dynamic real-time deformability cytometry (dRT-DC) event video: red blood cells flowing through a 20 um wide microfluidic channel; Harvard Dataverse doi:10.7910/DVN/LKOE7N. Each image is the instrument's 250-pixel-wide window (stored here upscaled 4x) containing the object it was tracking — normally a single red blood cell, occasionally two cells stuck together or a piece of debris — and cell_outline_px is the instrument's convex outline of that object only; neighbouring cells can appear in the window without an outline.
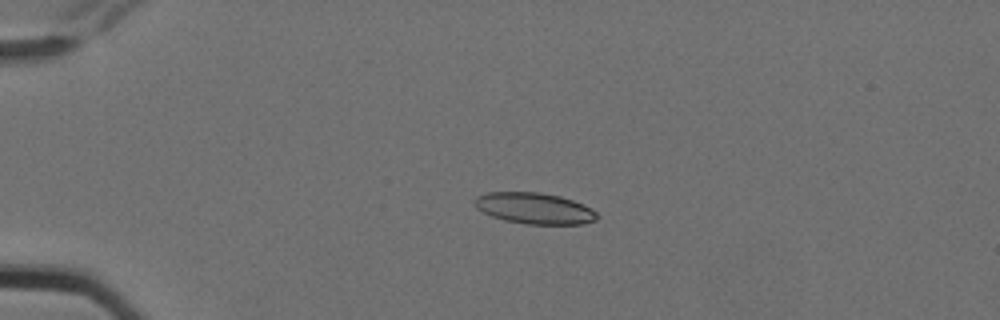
{"species": "Egyptian fruit bat (a non-hibernating species)", "species_latin": "Rousettus aegyptiacus", "temperature_condition": "cold", "stored_images_in_passage": 5, "camera_frame_rate_fps": 3000, "um_per_image_px": 0.085, "animal": {"sex": "female"}, "frame": {"image": 1, "passage_image": 4, "time_ms": 1.0, "image_size_px": [1000, 320], "cell_outline_px": [[600, 216], [596, 220], [584, 224], [524, 224], [504, 220], [492, 216], [476, 208], [472, 200], [476, 196], [488, 192], [540, 192], [560, 196], [584, 204], [592, 208]], "centroid_in_image_um": [45.44, 17.7], "position_along_channel_um": 39.6, "area_um2": 22.48}}